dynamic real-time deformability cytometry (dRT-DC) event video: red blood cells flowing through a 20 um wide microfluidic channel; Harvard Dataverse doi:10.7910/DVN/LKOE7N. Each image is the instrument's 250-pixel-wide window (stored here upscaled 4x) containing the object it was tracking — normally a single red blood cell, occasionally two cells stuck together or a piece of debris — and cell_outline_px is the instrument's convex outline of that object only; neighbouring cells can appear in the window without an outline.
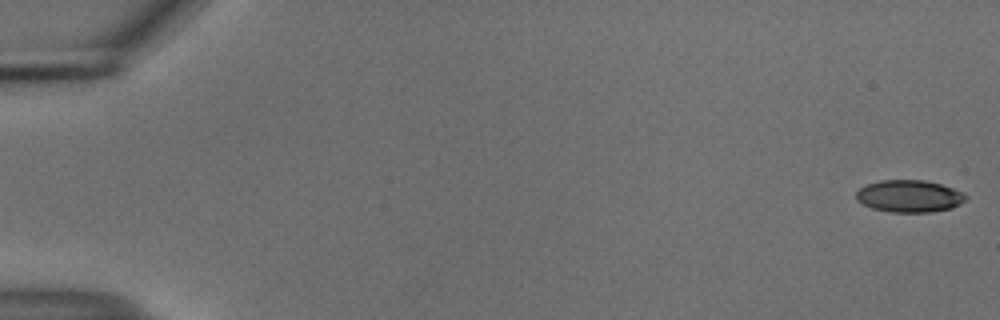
{"species": "common noctule bat (a hibernating species)", "species_latin": "Nyctalus noctula", "temperature_condition": "cold", "stored_images_in_passage": 55, "camera_frame_rate_fps": 3000, "um_per_image_px": 0.085, "animal": {"sex": "male", "body_mass_g": 18.8}, "frame": {"image": 1, "passage_image": 1, "time_ms": 0.0, "image_size_px": [1000, 320], "cell_outline_px": [[968, 196], [960, 204], [952, 208], [932, 212], [892, 212], [872, 208], [856, 200], [856, 192], [860, 188], [868, 184], [880, 180], [924, 180], [940, 184], [964, 192]], "centroid_in_image_um": [77.3, 16.67], "position_along_channel_um": 7.7, "area_um2": 20.52}}
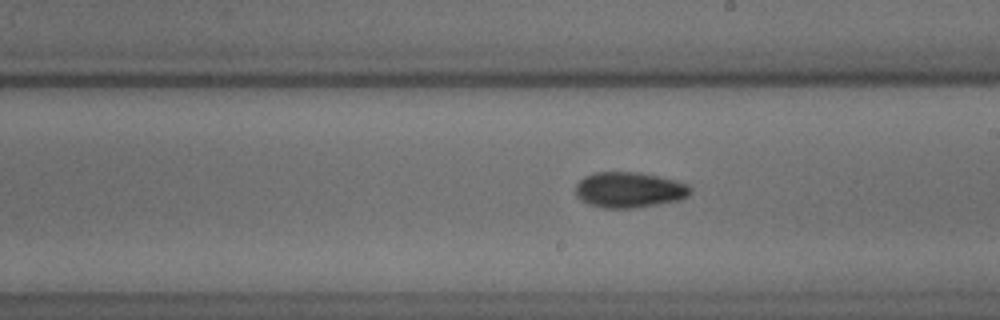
{"frame": {"image": 2, "passage_image": 32, "time_ms": 10.333, "image_size_px": [1000, 320], "cell_outline_px": [[692, 188], [688, 196], [680, 200], [636, 208], [600, 208], [588, 204], [580, 200], [576, 196], [576, 184], [584, 176], [596, 172], [640, 172], [676, 180], [688, 184]], "centroid_in_image_um": [53.48, 16.14], "position_along_channel_um": 235.5, "area_um2": 24.1}}
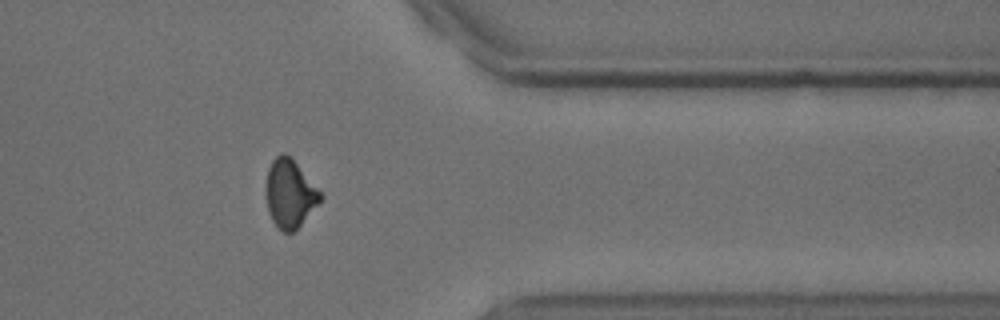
{"frame": {"image": 3, "passage_image": 45, "time_ms": 14.667, "image_size_px": [1000, 320], "cell_outline_px": [[324, 196], [300, 224], [292, 232], [284, 232], [276, 228], [268, 212], [264, 196], [264, 188], [268, 168], [272, 160], [280, 152], [284, 152], [292, 156]], "centroid_in_image_um": [24.58, 16.41], "position_along_channel_um": 386.8, "area_um2": 22.02}, "authors_computed_cell_mechanics": {"area_um2": 22.0218, "velocity_mm_per_s": 3.7405, "shape_relaxation_time_tau1_ms": 5.6385, "shape_relaxation_time_tau2_ms": 11.0908, "deformation_change_tau1": 0.1433, "deformation_change_tau2": 0.1423}}